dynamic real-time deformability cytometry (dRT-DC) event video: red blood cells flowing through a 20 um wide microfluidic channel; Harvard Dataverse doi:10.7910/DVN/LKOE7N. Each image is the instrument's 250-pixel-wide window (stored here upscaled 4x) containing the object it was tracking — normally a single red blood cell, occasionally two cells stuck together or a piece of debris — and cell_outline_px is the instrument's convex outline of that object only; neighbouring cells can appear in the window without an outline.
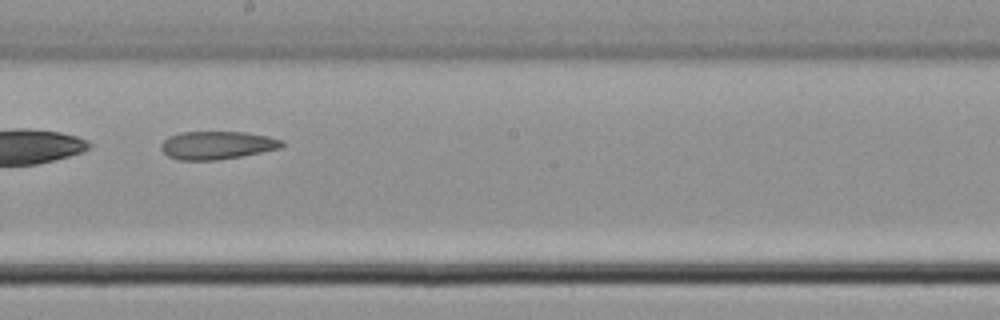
{"species": "common noctule bat (a hibernating species)", "species_latin": "Nyctalus noctula", "temperature_condition": "cold", "stored_images_in_passage": 6, "camera_frame_rate_fps": 3000, "um_per_image_px": 0.085, "animal": {"sex": "male", "body_mass_g": 21.5, "forearm_length_mm": 52.0}, "frame": {"image": 1, "passage_image": 6, "time_ms": 1.667, "image_size_px": [1000, 320], "cell_outline_px": [[284, 144], [280, 148], [240, 156], [216, 160], [180, 160], [168, 156], [160, 148], [160, 144], [168, 136], [180, 132], [244, 132], [268, 136], [284, 140]], "centroid_in_image_um": [18.43, 12.33], "position_along_channel_um": 229.8, "area_um2": 19.71}}